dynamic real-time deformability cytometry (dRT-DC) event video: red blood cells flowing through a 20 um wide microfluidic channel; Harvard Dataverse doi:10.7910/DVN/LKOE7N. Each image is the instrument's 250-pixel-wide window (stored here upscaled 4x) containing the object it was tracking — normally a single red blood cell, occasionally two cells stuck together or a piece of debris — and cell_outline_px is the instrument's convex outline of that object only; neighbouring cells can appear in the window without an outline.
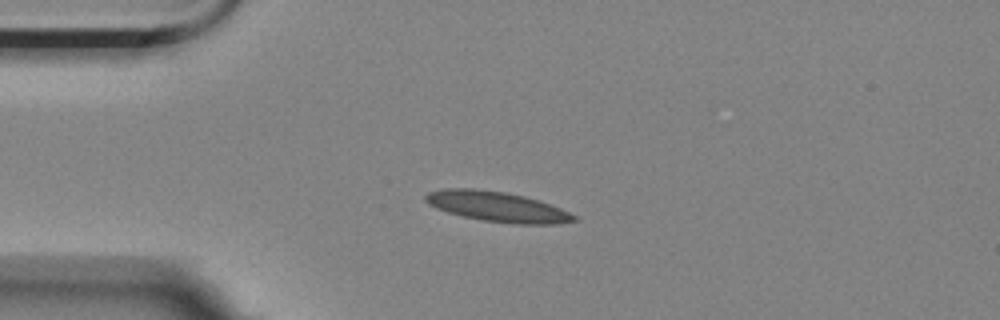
{"species": "Egyptian fruit bat (a non-hibernating species)", "species_latin": "Rousettus aegyptiacus", "temperature_condition": "room temperature", "stored_images_in_passage": 44, "camera_frame_rate_fps": 3000, "um_per_image_px": 0.085, "animal": {"sex": "female"}, "frame": {"image": 1, "passage_image": 1, "time_ms": 0.0, "image_size_px": [1000, 320], "cell_outline_px": [[580, 220], [560, 224], [512, 224], [484, 220], [464, 216], [448, 212], [436, 208], [428, 204], [424, 200], [424, 196], [428, 192], [444, 188], [472, 188], [504, 192], [524, 196], [560, 208], [576, 216]], "centroid_in_image_um": [42.25, 17.57], "position_along_channel_um": 42.7, "area_um2": 25.95}}
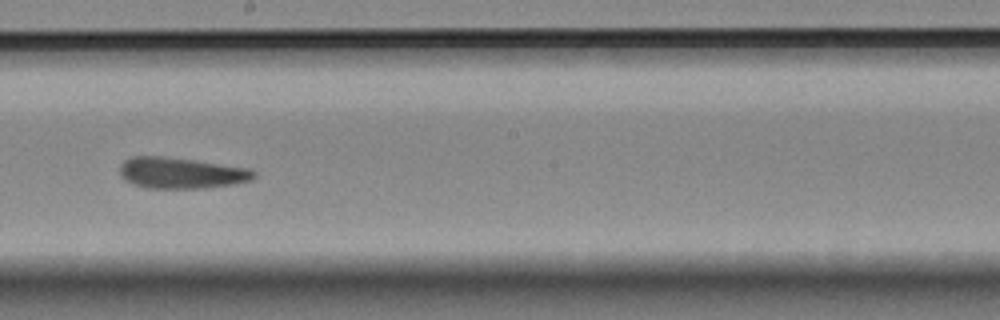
{"frame": {"image": 2, "passage_image": 19, "time_ms": 6.0, "image_size_px": [1000, 320], "cell_outline_px": [[256, 176], [252, 180], [232, 184], [204, 188], [144, 188], [132, 184], [124, 180], [120, 176], [120, 164], [124, 160], [132, 156], [164, 156], [196, 160], [248, 168], [256, 172]], "centroid_in_image_um": [15.36, 14.7], "position_along_channel_um": 232.8, "area_um2": 24.51}}
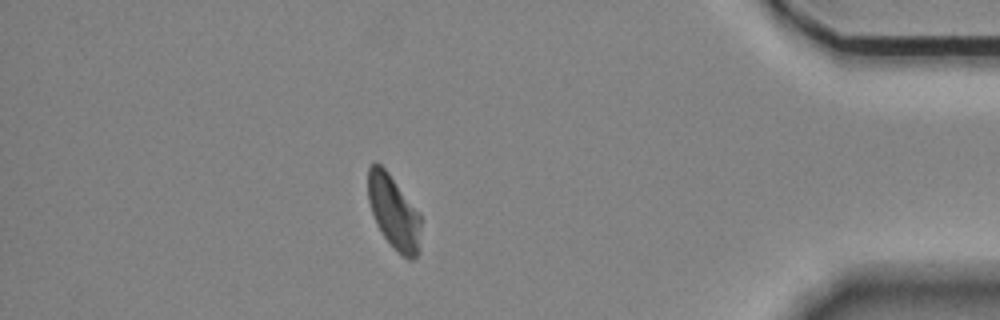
{"frame": {"image": 3, "passage_image": 37, "time_ms": 12.0, "image_size_px": [1000, 320], "cell_outline_px": [[420, 252], [412, 260], [408, 260], [384, 236], [376, 224], [368, 200], [368, 168], [372, 164], [380, 164], [388, 172], [420, 216]], "centroid_in_image_um": [33.46, 18.05], "position_along_channel_um": 401.7, "area_um2": 22.02}, "authors_computed_cell_mechanics": {"area_um2": 24.0448, "velocity_mm_per_s": 3.4958, "shape_relaxation_time_tau1_ms": 8.3204, "shape_relaxation_time_tau2_ms": 4.2144, "deformation_change_tau1": 0.19, "deformation_change_tau2": 0.1311}}